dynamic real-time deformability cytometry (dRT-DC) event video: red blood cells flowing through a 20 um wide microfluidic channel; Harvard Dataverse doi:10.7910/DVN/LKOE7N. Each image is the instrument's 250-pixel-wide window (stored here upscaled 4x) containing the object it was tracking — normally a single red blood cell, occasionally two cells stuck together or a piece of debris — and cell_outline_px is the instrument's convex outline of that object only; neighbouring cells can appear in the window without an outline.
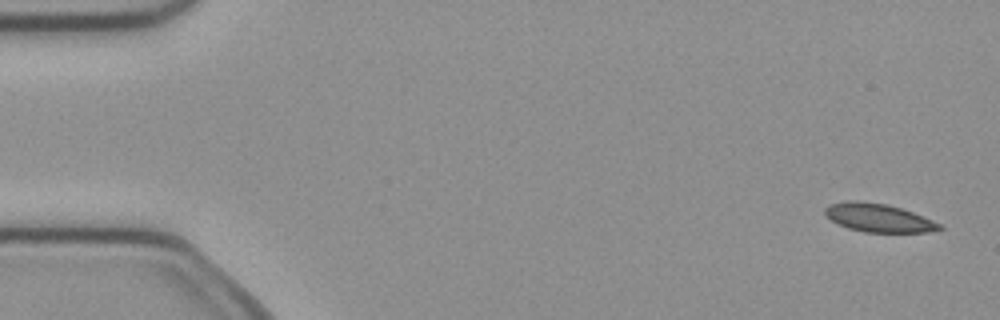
{"species": "common noctule bat (a hibernating species)", "species_latin": "Nyctalus noctula", "temperature_condition": "cold", "stored_images_in_passage": 6, "camera_frame_rate_fps": 3000, "um_per_image_px": 0.085, "animal": {"sex": "female", "body_mass_g": 21.9}, "frame": {"image": 1, "passage_image": 1, "time_ms": 0.0, "image_size_px": [1000, 320], "cell_outline_px": [[944, 228], [928, 232], [864, 232], [848, 228], [832, 220], [824, 212], [824, 208], [832, 204], [844, 200], [856, 200], [888, 204], [912, 212], [932, 220], [940, 224]], "centroid_in_image_um": [74.66, 18.5], "position_along_channel_um": 10.3, "area_um2": 18.73}}
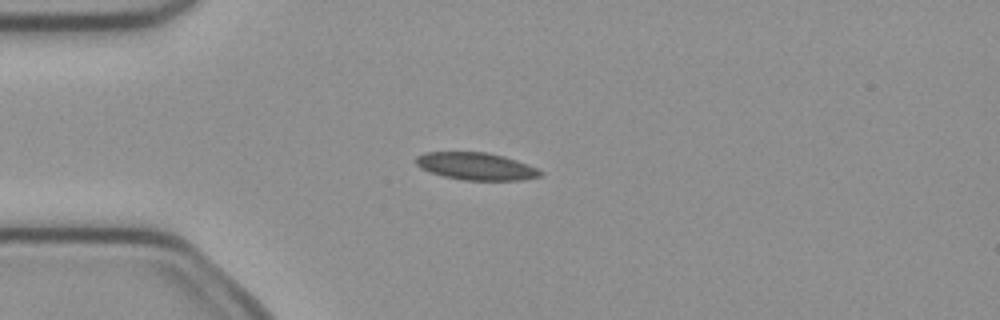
{"frame": {"image": 2, "passage_image": 4, "time_ms": 1.0, "image_size_px": [1000, 320], "cell_outline_px": [[544, 172], [540, 176], [520, 180], [464, 180], [444, 176], [420, 168], [416, 164], [416, 156], [424, 152], [488, 152], [504, 156], [528, 164]], "centroid_in_image_um": [40.46, 14.12], "position_along_channel_um": 44.5, "area_um2": 19.77}}